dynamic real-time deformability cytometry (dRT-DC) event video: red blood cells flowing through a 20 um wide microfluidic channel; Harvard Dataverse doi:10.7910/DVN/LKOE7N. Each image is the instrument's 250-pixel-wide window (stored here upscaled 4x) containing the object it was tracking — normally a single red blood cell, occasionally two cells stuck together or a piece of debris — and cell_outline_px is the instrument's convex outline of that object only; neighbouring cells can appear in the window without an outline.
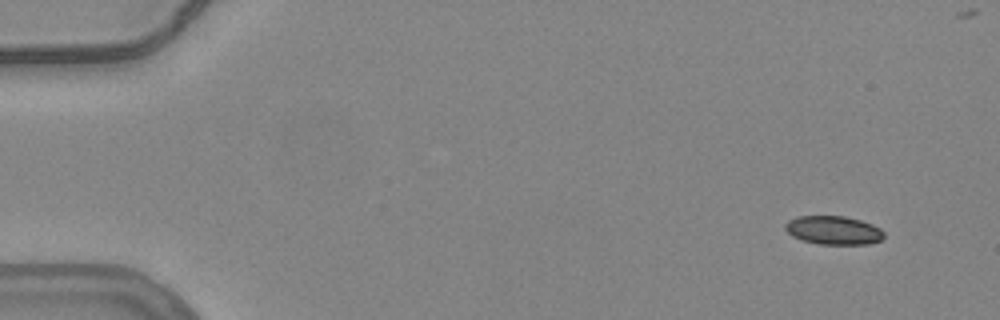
{"species": "common noctule bat (a hibernating species)", "species_latin": "Nyctalus noctula", "temperature_condition": "warm", "stored_images_in_passage": 53, "camera_frame_rate_fps": 3000, "um_per_image_px": 0.085, "animal": {"sex": "female", "body_mass_g": 24.6, "forearm_length_mm": 56.2}, "frame": {"image": 1, "passage_image": 1, "time_ms": 0.0, "image_size_px": [1000, 320], "cell_outline_px": [[884, 236], [880, 240], [868, 244], [820, 244], [800, 240], [792, 236], [784, 228], [784, 224], [788, 220], [796, 216], [844, 216], [860, 220], [872, 224], [880, 228], [884, 232]], "centroid_in_image_um": [70.82, 19.57], "position_along_channel_um": 14.2, "area_um2": 16.53}}
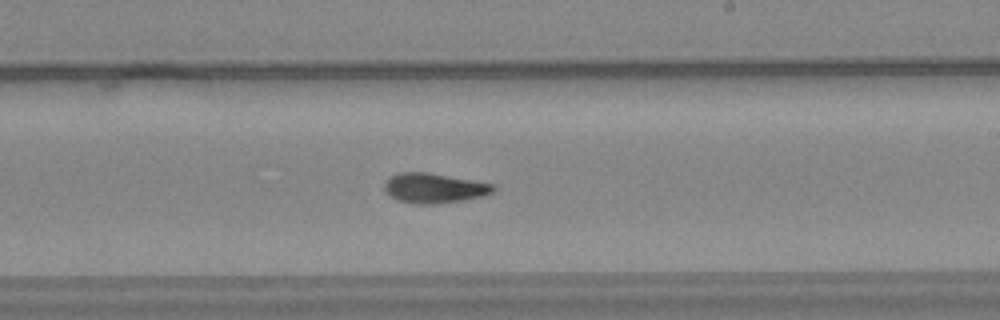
{"frame": {"image": 2, "passage_image": 30, "time_ms": 9.667, "image_size_px": [1000, 320], "cell_outline_px": [[496, 188], [492, 192], [484, 196], [464, 200], [432, 204], [416, 204], [396, 200], [384, 188], [384, 184], [392, 176], [400, 172], [428, 172], [496, 184]], "centroid_in_image_um": [36.95, 15.99], "position_along_channel_um": 252.0, "area_um2": 18.9}}
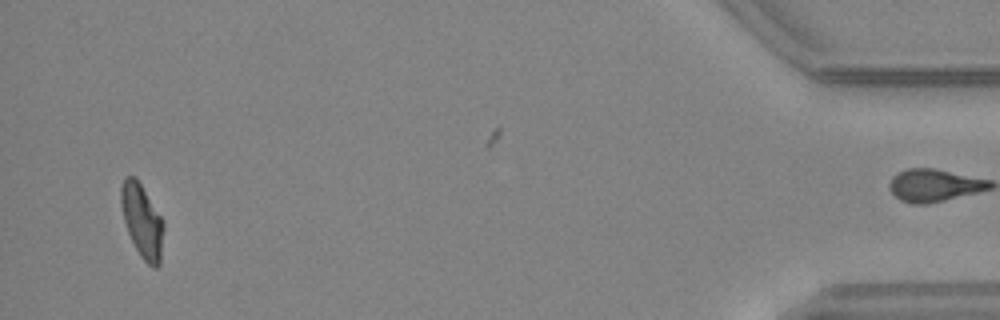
{"frame": {"image": 3, "passage_image": 50, "time_ms": 16.333, "image_size_px": [1000, 320], "cell_outline_px": [[164, 228], [160, 264], [156, 268], [152, 268], [140, 256], [128, 232], [124, 220], [120, 204], [120, 188], [124, 180], [128, 176], [136, 176], [160, 216], [164, 224]], "centroid_in_image_um": [12.08, 18.79], "position_along_channel_um": 423.1, "area_um2": 18.09}, "authors_computed_cell_mechanics": {"area_um2": 18.496, "velocity_mm_per_s": 3.7875, "shape_relaxation_time_tau1_ms": 7.0001, "shape_relaxation_time_tau2_ms": 3.8156, "deformation_change_tau1": 0.2267, "deformation_change_tau2": 0.1082}}